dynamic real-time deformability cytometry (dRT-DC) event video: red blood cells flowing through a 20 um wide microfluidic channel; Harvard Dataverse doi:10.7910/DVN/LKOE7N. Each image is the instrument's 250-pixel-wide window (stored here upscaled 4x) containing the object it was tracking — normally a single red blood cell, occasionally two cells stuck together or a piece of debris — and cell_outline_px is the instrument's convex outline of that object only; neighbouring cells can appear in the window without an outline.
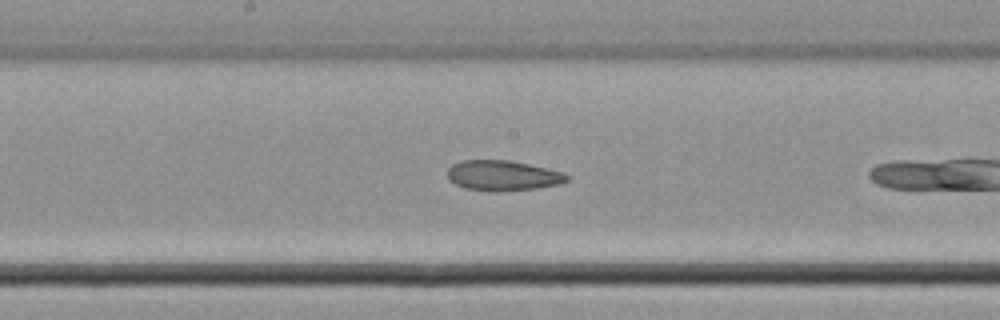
{"species": "common noctule bat (a hibernating species)", "species_latin": "Nyctalus noctula", "temperature_condition": "cold", "stored_images_in_passage": 8, "camera_frame_rate_fps": 3000, "um_per_image_px": 0.085, "animal": {"sex": "male", "body_mass_g": 21.5, "forearm_length_mm": 52.0}, "frame": {"image": 1, "passage_image": 7, "time_ms": 2.0, "image_size_px": [1000, 320], "cell_outline_px": [[568, 180], [560, 184], [536, 188], [496, 192], [492, 192], [464, 188], [448, 180], [448, 168], [452, 164], [460, 160], [508, 160], [528, 164], [560, 172], [568, 176]], "centroid_in_image_um": [42.67, 14.93], "position_along_channel_um": 205.5, "area_um2": 20.98}}